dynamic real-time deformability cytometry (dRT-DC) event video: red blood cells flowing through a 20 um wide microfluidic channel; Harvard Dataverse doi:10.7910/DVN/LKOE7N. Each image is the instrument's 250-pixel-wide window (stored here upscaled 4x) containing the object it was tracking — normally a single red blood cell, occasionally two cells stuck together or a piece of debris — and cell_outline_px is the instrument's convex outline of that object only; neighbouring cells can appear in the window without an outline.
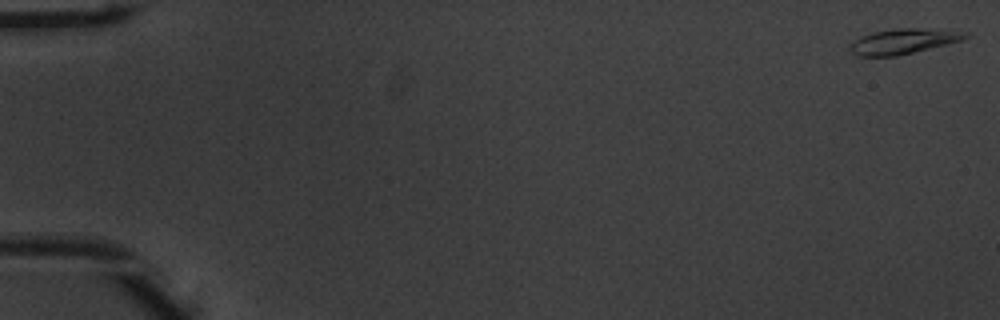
{"species": "common noctule bat (a hibernating species)", "species_latin": "Nyctalus noctula", "temperature_condition": "warm", "stored_images_in_passage": 53, "camera_frame_rate_fps": 3000, "um_per_image_px": 0.085, "animal": {"sex": "male", "body_mass_g": 20.1, "forearm_length_mm": 53.5}, "frame": {"image": 1, "passage_image": 1, "time_ms": 0.0, "image_size_px": [1000, 320], "cell_outline_px": [[972, 36], [960, 40], [896, 56], [860, 56], [852, 52], [848, 48], [848, 44], [860, 36], [872, 32], [896, 28], [916, 28], [972, 32]], "centroid_in_image_um": [76.75, 3.5], "position_along_channel_um": 8.3, "area_um2": 16.82}}
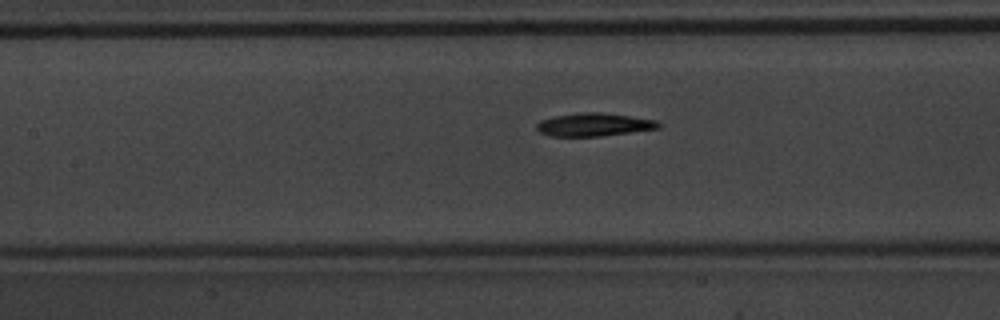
{"frame": {"image": 2, "passage_image": 25, "time_ms": 8.0, "image_size_px": [1000, 320], "cell_outline_px": [[664, 124], [660, 128], [632, 132], [600, 136], [552, 136], [540, 132], [536, 128], [536, 124], [540, 120], [556, 116], [580, 112], [600, 112], [656, 120]], "centroid_in_image_um": [50.52, 10.59], "position_along_channel_um": 156.9, "area_um2": 16.36}}
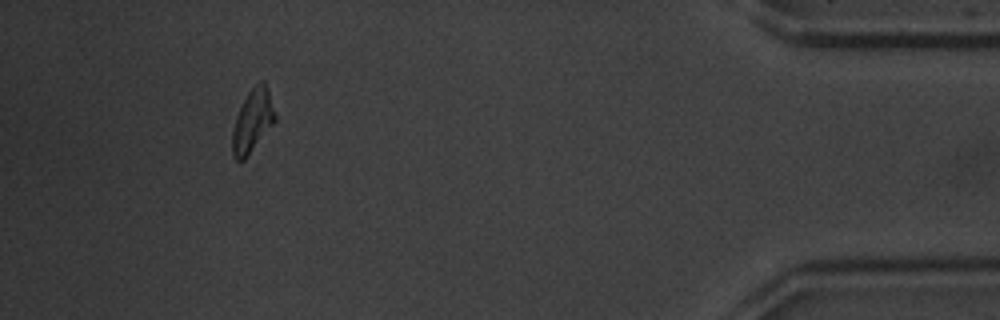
{"frame": {"image": 3, "passage_image": 49, "time_ms": 16.0, "image_size_px": [1000, 320], "cell_outline_px": [[276, 120], [244, 160], [236, 160], [232, 156], [232, 132], [236, 116], [248, 92], [260, 80], [264, 80], [268, 88], [276, 116]], "centroid_in_image_um": [21.46, 10.26], "position_along_channel_um": 413.7, "area_um2": 15.49}, "authors_computed_cell_mechanics": {"area_um2": 16.184, "velocity_mm_per_s": 3.9115, "shape_relaxation_time_tau1_ms": 4.0658, "shape_relaxation_time_tau2_ms": 4.4372, "deformation_change_tau1": 0.1762, "deformation_change_tau2": 0.0979}}